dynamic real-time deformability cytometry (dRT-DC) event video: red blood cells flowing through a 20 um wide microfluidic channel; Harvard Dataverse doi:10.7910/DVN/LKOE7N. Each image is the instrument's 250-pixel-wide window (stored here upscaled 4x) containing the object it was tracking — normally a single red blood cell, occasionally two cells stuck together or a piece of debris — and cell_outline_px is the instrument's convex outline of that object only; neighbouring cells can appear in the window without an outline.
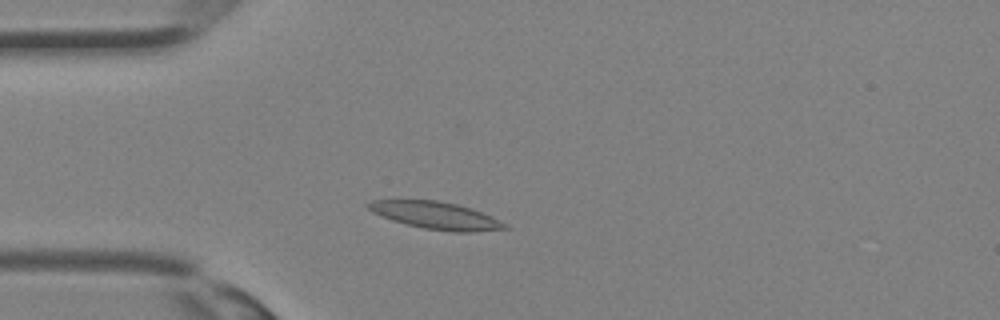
{"species": "Egyptian fruit bat (a non-hibernating species)", "species_latin": "Rousettus aegyptiacus", "temperature_condition": "room temperature", "stored_images_in_passage": 32, "camera_frame_rate_fps": 3000, "um_per_image_px": 0.085, "animal": {"sex": "female"}, "frame": {"image": 1, "passage_image": 6, "time_ms": 1.667, "image_size_px": [1000, 320], "cell_outline_px": [[512, 228], [472, 232], [452, 232], [424, 228], [392, 220], [372, 212], [364, 204], [368, 200], [436, 200], [456, 204], [492, 216]], "centroid_in_image_um": [37.02, 18.31], "position_along_channel_um": 48.0, "area_um2": 21.56}}
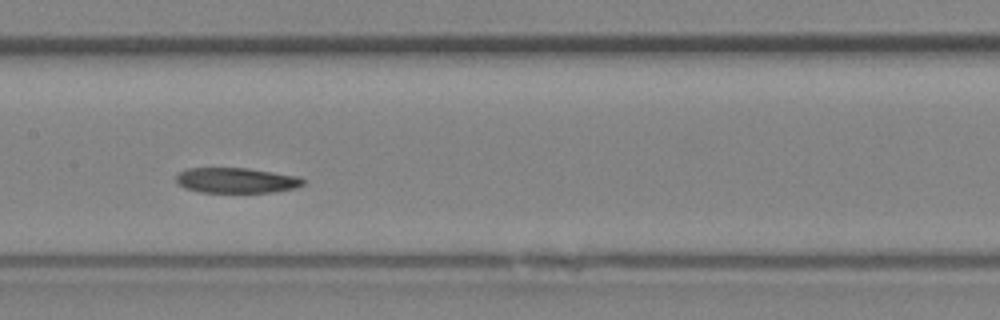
{"frame": {"image": 2, "passage_image": 14, "time_ms": 4.333, "image_size_px": [1000, 320], "cell_outline_px": [[304, 184], [296, 188], [272, 192], [200, 192], [184, 188], [176, 180], [176, 176], [184, 168], [248, 168], [300, 176], [304, 180]], "centroid_in_image_um": [20.1, 15.32], "position_along_channel_um": 187.3, "area_um2": 18.79}}
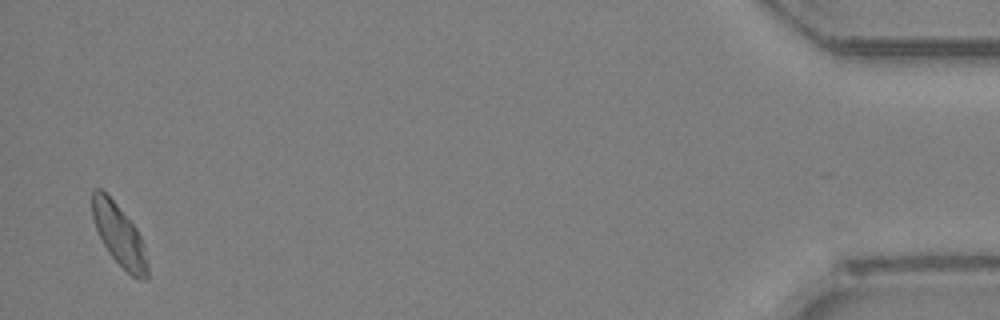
{"frame": {"image": 3, "passage_image": 31, "time_ms": 10.0, "image_size_px": [1000, 320], "cell_outline_px": [[148, 276], [144, 280], [132, 276], [108, 252], [96, 228], [92, 216], [92, 192], [96, 188], [100, 188], [116, 204], [136, 228], [144, 244], [148, 264]], "centroid_in_image_um": [10.14, 19.99], "position_along_channel_um": 425.1, "area_um2": 19.36}}